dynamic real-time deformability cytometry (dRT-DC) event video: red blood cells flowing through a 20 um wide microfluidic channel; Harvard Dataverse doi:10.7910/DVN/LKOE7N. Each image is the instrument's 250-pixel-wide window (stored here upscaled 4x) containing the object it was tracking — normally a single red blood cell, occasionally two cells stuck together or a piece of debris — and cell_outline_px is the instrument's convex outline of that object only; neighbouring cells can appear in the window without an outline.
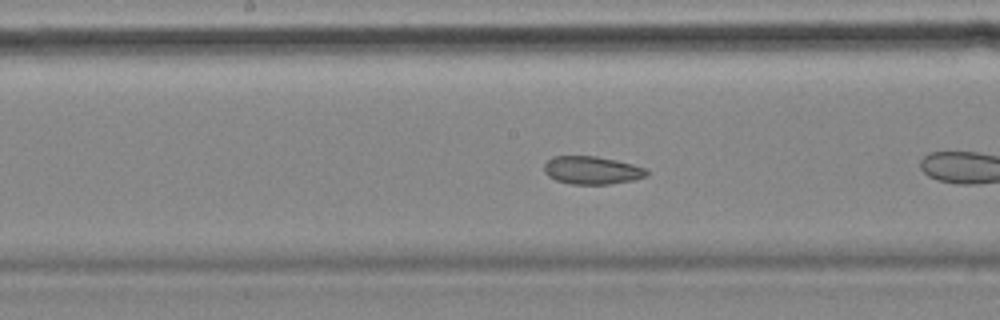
{"species": "common noctule bat (a hibernating species)", "species_latin": "Nyctalus noctula", "temperature_condition": "cold", "stored_images_in_passage": 42, "camera_frame_rate_fps": 3000, "um_per_image_px": 0.085, "animal": {"sex": "female", "body_mass_g": 18.4}, "frame": {"image": 1, "passage_image": 13, "time_ms": 4.0, "image_size_px": [1000, 320], "cell_outline_px": [[648, 176], [632, 180], [608, 184], [572, 184], [556, 180], [548, 176], [544, 172], [544, 164], [552, 156], [596, 156], [616, 160], [648, 168]], "centroid_in_image_um": [50.32, 14.46], "position_along_channel_um": 197.9, "area_um2": 16.76}, "authors_computed_cell_mechanics": {"area_um2": 18.207, "velocity_mm_per_s": 3.4769, "shape_relaxation_time_tau1_ms": null, "shape_relaxation_time_tau2_ms": 3.0838, "deformation_change_tau1": null, "deformation_change_tau2": 0.0669}}